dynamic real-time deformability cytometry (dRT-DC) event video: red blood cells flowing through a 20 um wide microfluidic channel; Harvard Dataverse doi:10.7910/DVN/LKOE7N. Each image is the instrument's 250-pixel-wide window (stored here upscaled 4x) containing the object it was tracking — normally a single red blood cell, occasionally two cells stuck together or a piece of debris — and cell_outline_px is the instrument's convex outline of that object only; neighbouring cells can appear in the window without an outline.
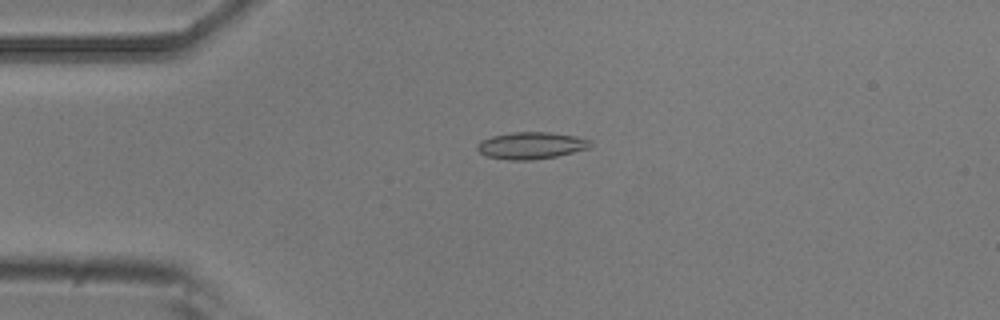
{"species": "common noctule bat (a hibernating species)", "species_latin": "Nyctalus noctula", "temperature_condition": "room temperature", "stored_images_in_passage": 9, "camera_frame_rate_fps": 3000, "um_per_image_px": 0.085, "animal": {"sex": "male", "body_mass_g": 20.5, "forearm_length_mm": 52.5}, "frame": {"image": 1, "passage_image": 4, "time_ms": 1.0, "image_size_px": [1000, 320], "cell_outline_px": [[592, 144], [588, 148], [556, 156], [532, 160], [508, 160], [488, 156], [480, 152], [476, 148], [476, 144], [480, 140], [492, 136], [508, 132], [548, 132], [576, 136], [592, 140]], "centroid_in_image_um": [45.12, 12.36], "position_along_channel_um": 39.9, "area_um2": 17.8}}
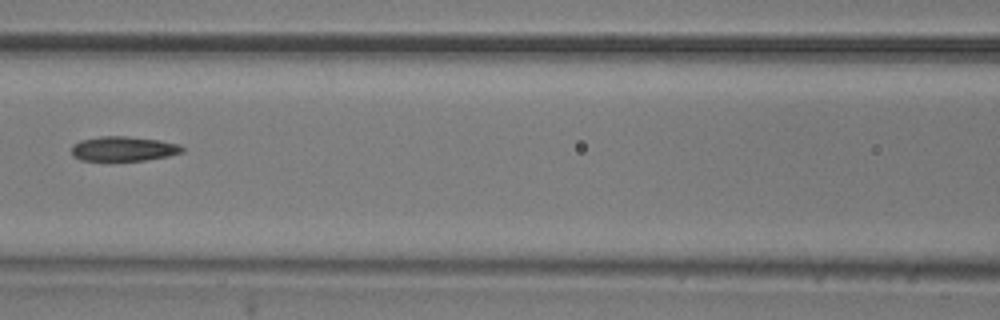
{"frame": {"image": 2, "passage_image": 7, "time_ms": 2.0, "image_size_px": [1000, 320], "cell_outline_px": [[184, 152], [168, 156], [144, 160], [80, 160], [72, 156], [72, 144], [80, 140], [100, 136], [124, 136], [160, 140], [180, 144], [184, 148]], "centroid_in_image_um": [10.5, 12.64], "position_along_channel_um": 156.1, "area_um2": 15.95}}
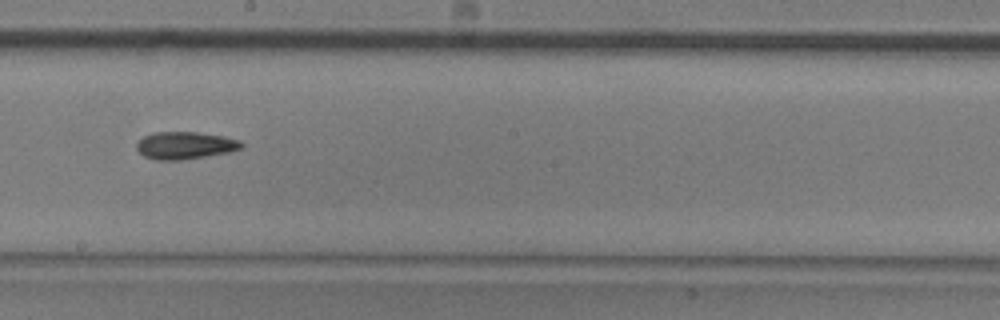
{"frame": {"image": 3, "passage_image": 9, "time_ms": 2.667, "image_size_px": [1000, 320], "cell_outline_px": [[244, 148], [228, 152], [180, 160], [156, 160], [144, 156], [136, 148], [136, 144], [144, 136], [156, 132], [196, 132], [224, 136], [240, 140], [244, 144]], "centroid_in_image_um": [15.75, 12.35], "position_along_channel_um": 232.4, "area_um2": 16.65}}